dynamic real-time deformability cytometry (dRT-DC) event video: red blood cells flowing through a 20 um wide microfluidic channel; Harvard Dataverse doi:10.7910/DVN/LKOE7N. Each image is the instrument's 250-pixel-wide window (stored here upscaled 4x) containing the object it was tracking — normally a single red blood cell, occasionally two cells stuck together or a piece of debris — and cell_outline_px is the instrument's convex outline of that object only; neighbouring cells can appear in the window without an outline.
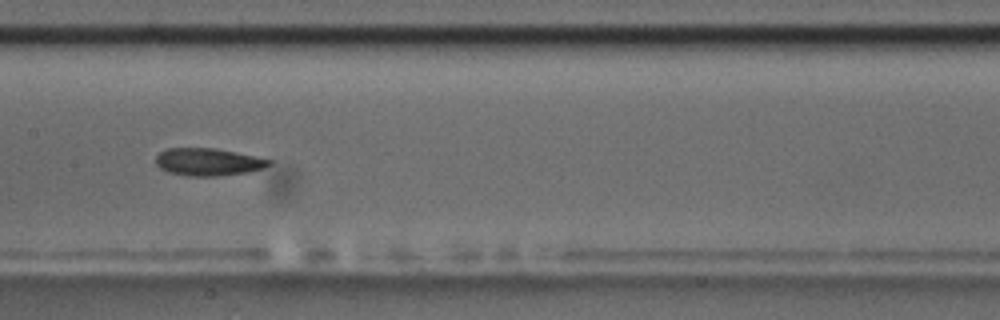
{"species": "common noctule bat (a hibernating species)", "species_latin": "Nyctalus noctula", "temperature_condition": "room temperature", "stored_images_in_passage": 9, "camera_frame_rate_fps": 3000, "um_per_image_px": 0.085, "animal": {"sex": "male", "body_mass_g": 17.5, "forearm_length_mm": 52.3}, "frame": {"image": 1, "passage_image": 9, "time_ms": 2.667, "image_size_px": [1000, 320], "cell_outline_px": [[272, 164], [248, 172], [216, 176], [188, 176], [168, 172], [160, 168], [156, 164], [156, 156], [160, 152], [168, 148], [216, 148], [236, 152], [272, 160]], "centroid_in_image_um": [17.67, 13.76], "position_along_channel_um": 189.7, "area_um2": 18.03}}